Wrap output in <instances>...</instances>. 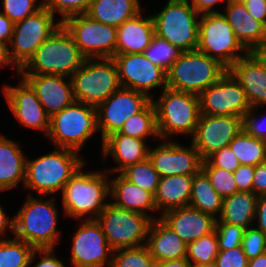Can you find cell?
Wrapping results in <instances>:
<instances>
[{"mask_svg":"<svg viewBox=\"0 0 266 267\" xmlns=\"http://www.w3.org/2000/svg\"><path fill=\"white\" fill-rule=\"evenodd\" d=\"M255 218L258 219V229L266 235V195L258 196Z\"/></svg>","mask_w":266,"mask_h":267,"instance_id":"obj_54","label":"cell"},{"mask_svg":"<svg viewBox=\"0 0 266 267\" xmlns=\"http://www.w3.org/2000/svg\"><path fill=\"white\" fill-rule=\"evenodd\" d=\"M98 131L96 107L75 101L50 118L47 136L56 147L79 152Z\"/></svg>","mask_w":266,"mask_h":267,"instance_id":"obj_9","label":"cell"},{"mask_svg":"<svg viewBox=\"0 0 266 267\" xmlns=\"http://www.w3.org/2000/svg\"><path fill=\"white\" fill-rule=\"evenodd\" d=\"M255 110L256 108H251L245 114L243 118V129L253 137L266 140V130H263L261 122L259 123L257 121L256 116L254 115Z\"/></svg>","mask_w":266,"mask_h":267,"instance_id":"obj_49","label":"cell"},{"mask_svg":"<svg viewBox=\"0 0 266 267\" xmlns=\"http://www.w3.org/2000/svg\"><path fill=\"white\" fill-rule=\"evenodd\" d=\"M199 15L189 0H168L161 12L151 16L155 35L182 52L197 50Z\"/></svg>","mask_w":266,"mask_h":267,"instance_id":"obj_7","label":"cell"},{"mask_svg":"<svg viewBox=\"0 0 266 267\" xmlns=\"http://www.w3.org/2000/svg\"><path fill=\"white\" fill-rule=\"evenodd\" d=\"M70 78L75 100L94 107L121 87L118 69L112 58L86 59Z\"/></svg>","mask_w":266,"mask_h":267,"instance_id":"obj_8","label":"cell"},{"mask_svg":"<svg viewBox=\"0 0 266 267\" xmlns=\"http://www.w3.org/2000/svg\"><path fill=\"white\" fill-rule=\"evenodd\" d=\"M39 253L28 243L16 239H0V267H28Z\"/></svg>","mask_w":266,"mask_h":267,"instance_id":"obj_35","label":"cell"},{"mask_svg":"<svg viewBox=\"0 0 266 267\" xmlns=\"http://www.w3.org/2000/svg\"><path fill=\"white\" fill-rule=\"evenodd\" d=\"M55 200H39L31 194L13 217V233L34 249H54L58 240Z\"/></svg>","mask_w":266,"mask_h":267,"instance_id":"obj_3","label":"cell"},{"mask_svg":"<svg viewBox=\"0 0 266 267\" xmlns=\"http://www.w3.org/2000/svg\"><path fill=\"white\" fill-rule=\"evenodd\" d=\"M156 262L186 258L187 243L160 218L152 220L146 241Z\"/></svg>","mask_w":266,"mask_h":267,"instance_id":"obj_25","label":"cell"},{"mask_svg":"<svg viewBox=\"0 0 266 267\" xmlns=\"http://www.w3.org/2000/svg\"><path fill=\"white\" fill-rule=\"evenodd\" d=\"M79 152L58 148L34 160H26L24 187L37 191L41 196L63 190L70 178L83 166Z\"/></svg>","mask_w":266,"mask_h":267,"instance_id":"obj_2","label":"cell"},{"mask_svg":"<svg viewBox=\"0 0 266 267\" xmlns=\"http://www.w3.org/2000/svg\"><path fill=\"white\" fill-rule=\"evenodd\" d=\"M71 34L61 24L20 69V75H62L71 77L86 61Z\"/></svg>","mask_w":266,"mask_h":267,"instance_id":"obj_1","label":"cell"},{"mask_svg":"<svg viewBox=\"0 0 266 267\" xmlns=\"http://www.w3.org/2000/svg\"><path fill=\"white\" fill-rule=\"evenodd\" d=\"M182 53L169 41L156 35L152 37L150 45L145 49L144 55L156 66L162 68L166 73Z\"/></svg>","mask_w":266,"mask_h":267,"instance_id":"obj_39","label":"cell"},{"mask_svg":"<svg viewBox=\"0 0 266 267\" xmlns=\"http://www.w3.org/2000/svg\"><path fill=\"white\" fill-rule=\"evenodd\" d=\"M54 249H39L42 255L35 267H65L64 263L54 256Z\"/></svg>","mask_w":266,"mask_h":267,"instance_id":"obj_52","label":"cell"},{"mask_svg":"<svg viewBox=\"0 0 266 267\" xmlns=\"http://www.w3.org/2000/svg\"><path fill=\"white\" fill-rule=\"evenodd\" d=\"M252 18L266 25V0H241Z\"/></svg>","mask_w":266,"mask_h":267,"instance_id":"obj_50","label":"cell"},{"mask_svg":"<svg viewBox=\"0 0 266 267\" xmlns=\"http://www.w3.org/2000/svg\"><path fill=\"white\" fill-rule=\"evenodd\" d=\"M152 101V95L120 87L96 107L97 126L103 140L118 132L123 124L134 114L142 111Z\"/></svg>","mask_w":266,"mask_h":267,"instance_id":"obj_15","label":"cell"},{"mask_svg":"<svg viewBox=\"0 0 266 267\" xmlns=\"http://www.w3.org/2000/svg\"><path fill=\"white\" fill-rule=\"evenodd\" d=\"M202 170L207 174L215 191L222 198L237 192V184L232 172L216 167H202Z\"/></svg>","mask_w":266,"mask_h":267,"instance_id":"obj_41","label":"cell"},{"mask_svg":"<svg viewBox=\"0 0 266 267\" xmlns=\"http://www.w3.org/2000/svg\"><path fill=\"white\" fill-rule=\"evenodd\" d=\"M224 0H191L190 5L201 15L205 13H218L213 10V5ZM229 0H227L228 2Z\"/></svg>","mask_w":266,"mask_h":267,"instance_id":"obj_55","label":"cell"},{"mask_svg":"<svg viewBox=\"0 0 266 267\" xmlns=\"http://www.w3.org/2000/svg\"><path fill=\"white\" fill-rule=\"evenodd\" d=\"M112 255L111 267H155L156 264L146 245L115 249Z\"/></svg>","mask_w":266,"mask_h":267,"instance_id":"obj_40","label":"cell"},{"mask_svg":"<svg viewBox=\"0 0 266 267\" xmlns=\"http://www.w3.org/2000/svg\"><path fill=\"white\" fill-rule=\"evenodd\" d=\"M81 168L70 178L62 190L64 213L74 218L94 216L85 219H96L109 204L104 199L110 195V182L107 174L101 172L85 173Z\"/></svg>","mask_w":266,"mask_h":267,"instance_id":"obj_4","label":"cell"},{"mask_svg":"<svg viewBox=\"0 0 266 267\" xmlns=\"http://www.w3.org/2000/svg\"><path fill=\"white\" fill-rule=\"evenodd\" d=\"M7 45L9 44L3 41H0V66L2 67L8 64L10 65L12 64L13 68L15 67L17 68V73L20 76V68L12 60L11 55H10V49Z\"/></svg>","mask_w":266,"mask_h":267,"instance_id":"obj_57","label":"cell"},{"mask_svg":"<svg viewBox=\"0 0 266 267\" xmlns=\"http://www.w3.org/2000/svg\"><path fill=\"white\" fill-rule=\"evenodd\" d=\"M96 220L114 250L146 245L152 222L148 215L117 207L112 202H109Z\"/></svg>","mask_w":266,"mask_h":267,"instance_id":"obj_10","label":"cell"},{"mask_svg":"<svg viewBox=\"0 0 266 267\" xmlns=\"http://www.w3.org/2000/svg\"><path fill=\"white\" fill-rule=\"evenodd\" d=\"M87 59L115 55L117 28L93 20L86 14L73 15L61 22Z\"/></svg>","mask_w":266,"mask_h":267,"instance_id":"obj_12","label":"cell"},{"mask_svg":"<svg viewBox=\"0 0 266 267\" xmlns=\"http://www.w3.org/2000/svg\"><path fill=\"white\" fill-rule=\"evenodd\" d=\"M120 174L131 183L155 195L160 181V175L153 168L148 158L126 167Z\"/></svg>","mask_w":266,"mask_h":267,"instance_id":"obj_37","label":"cell"},{"mask_svg":"<svg viewBox=\"0 0 266 267\" xmlns=\"http://www.w3.org/2000/svg\"><path fill=\"white\" fill-rule=\"evenodd\" d=\"M223 16L229 22L238 41L249 52L266 40V25L252 18L241 0H229Z\"/></svg>","mask_w":266,"mask_h":267,"instance_id":"obj_24","label":"cell"},{"mask_svg":"<svg viewBox=\"0 0 266 267\" xmlns=\"http://www.w3.org/2000/svg\"><path fill=\"white\" fill-rule=\"evenodd\" d=\"M242 130L243 118L200 114L192 144L204 161L214 152L228 146Z\"/></svg>","mask_w":266,"mask_h":267,"instance_id":"obj_16","label":"cell"},{"mask_svg":"<svg viewBox=\"0 0 266 267\" xmlns=\"http://www.w3.org/2000/svg\"><path fill=\"white\" fill-rule=\"evenodd\" d=\"M198 96L200 114L244 118L251 109L244 89L229 71Z\"/></svg>","mask_w":266,"mask_h":267,"instance_id":"obj_14","label":"cell"},{"mask_svg":"<svg viewBox=\"0 0 266 267\" xmlns=\"http://www.w3.org/2000/svg\"><path fill=\"white\" fill-rule=\"evenodd\" d=\"M223 198L215 191L207 174L201 169L193 177L189 206L218 219Z\"/></svg>","mask_w":266,"mask_h":267,"instance_id":"obj_33","label":"cell"},{"mask_svg":"<svg viewBox=\"0 0 266 267\" xmlns=\"http://www.w3.org/2000/svg\"><path fill=\"white\" fill-rule=\"evenodd\" d=\"M103 157L108 154L119 164L110 171L121 172L126 167L144 161L148 158L149 148L144 139H138L118 132L110 134L103 140Z\"/></svg>","mask_w":266,"mask_h":267,"instance_id":"obj_27","label":"cell"},{"mask_svg":"<svg viewBox=\"0 0 266 267\" xmlns=\"http://www.w3.org/2000/svg\"><path fill=\"white\" fill-rule=\"evenodd\" d=\"M241 247L248 260L266 252V235L258 228L248 227L245 230Z\"/></svg>","mask_w":266,"mask_h":267,"instance_id":"obj_45","label":"cell"},{"mask_svg":"<svg viewBox=\"0 0 266 267\" xmlns=\"http://www.w3.org/2000/svg\"><path fill=\"white\" fill-rule=\"evenodd\" d=\"M253 193L257 196L266 195V162L255 166Z\"/></svg>","mask_w":266,"mask_h":267,"instance_id":"obj_51","label":"cell"},{"mask_svg":"<svg viewBox=\"0 0 266 267\" xmlns=\"http://www.w3.org/2000/svg\"><path fill=\"white\" fill-rule=\"evenodd\" d=\"M240 165L256 166L266 162V140L248 134L244 129L228 145Z\"/></svg>","mask_w":266,"mask_h":267,"instance_id":"obj_34","label":"cell"},{"mask_svg":"<svg viewBox=\"0 0 266 267\" xmlns=\"http://www.w3.org/2000/svg\"><path fill=\"white\" fill-rule=\"evenodd\" d=\"M228 71L244 89L251 108L266 104V73L249 52L235 62Z\"/></svg>","mask_w":266,"mask_h":267,"instance_id":"obj_23","label":"cell"},{"mask_svg":"<svg viewBox=\"0 0 266 267\" xmlns=\"http://www.w3.org/2000/svg\"><path fill=\"white\" fill-rule=\"evenodd\" d=\"M80 225L73 236L71 258L74 267H103L106 264L111 267L114 249L97 220L84 219Z\"/></svg>","mask_w":266,"mask_h":267,"instance_id":"obj_17","label":"cell"},{"mask_svg":"<svg viewBox=\"0 0 266 267\" xmlns=\"http://www.w3.org/2000/svg\"><path fill=\"white\" fill-rule=\"evenodd\" d=\"M92 1L93 0H43L42 4L52 14H55V11L59 12L63 18L60 20L62 22L70 16L86 14Z\"/></svg>","mask_w":266,"mask_h":267,"instance_id":"obj_42","label":"cell"},{"mask_svg":"<svg viewBox=\"0 0 266 267\" xmlns=\"http://www.w3.org/2000/svg\"><path fill=\"white\" fill-rule=\"evenodd\" d=\"M215 230L217 233L219 250H228L236 246H241L246 229L239 225L216 223Z\"/></svg>","mask_w":266,"mask_h":267,"instance_id":"obj_44","label":"cell"},{"mask_svg":"<svg viewBox=\"0 0 266 267\" xmlns=\"http://www.w3.org/2000/svg\"><path fill=\"white\" fill-rule=\"evenodd\" d=\"M155 267H192L186 258L156 262Z\"/></svg>","mask_w":266,"mask_h":267,"instance_id":"obj_58","label":"cell"},{"mask_svg":"<svg viewBox=\"0 0 266 267\" xmlns=\"http://www.w3.org/2000/svg\"><path fill=\"white\" fill-rule=\"evenodd\" d=\"M21 77L35 90L50 118L76 101L71 78L65 82L66 76L54 74L22 75Z\"/></svg>","mask_w":266,"mask_h":267,"instance_id":"obj_21","label":"cell"},{"mask_svg":"<svg viewBox=\"0 0 266 267\" xmlns=\"http://www.w3.org/2000/svg\"><path fill=\"white\" fill-rule=\"evenodd\" d=\"M258 196L253 192L237 191L223 198L222 212L216 223L239 225L247 229L255 219Z\"/></svg>","mask_w":266,"mask_h":267,"instance_id":"obj_32","label":"cell"},{"mask_svg":"<svg viewBox=\"0 0 266 267\" xmlns=\"http://www.w3.org/2000/svg\"><path fill=\"white\" fill-rule=\"evenodd\" d=\"M13 218L11 220L7 217L2 206H0V235L6 232V229H10L13 232Z\"/></svg>","mask_w":266,"mask_h":267,"instance_id":"obj_59","label":"cell"},{"mask_svg":"<svg viewBox=\"0 0 266 267\" xmlns=\"http://www.w3.org/2000/svg\"><path fill=\"white\" fill-rule=\"evenodd\" d=\"M37 0H3L2 12L14 24L24 20L27 16L36 13L43 7L42 2L36 5Z\"/></svg>","mask_w":266,"mask_h":267,"instance_id":"obj_43","label":"cell"},{"mask_svg":"<svg viewBox=\"0 0 266 267\" xmlns=\"http://www.w3.org/2000/svg\"><path fill=\"white\" fill-rule=\"evenodd\" d=\"M219 253L216 230L187 244L186 259L191 266L215 261Z\"/></svg>","mask_w":266,"mask_h":267,"instance_id":"obj_38","label":"cell"},{"mask_svg":"<svg viewBox=\"0 0 266 267\" xmlns=\"http://www.w3.org/2000/svg\"><path fill=\"white\" fill-rule=\"evenodd\" d=\"M54 18V14L43 6L36 13L15 23L9 43L12 48L10 55L20 69L34 55L38 47L62 24L61 21L54 23Z\"/></svg>","mask_w":266,"mask_h":267,"instance_id":"obj_13","label":"cell"},{"mask_svg":"<svg viewBox=\"0 0 266 267\" xmlns=\"http://www.w3.org/2000/svg\"><path fill=\"white\" fill-rule=\"evenodd\" d=\"M152 103L160 138L173 134L194 135L200 116L198 95L166 87L159 100L152 98Z\"/></svg>","mask_w":266,"mask_h":267,"instance_id":"obj_6","label":"cell"},{"mask_svg":"<svg viewBox=\"0 0 266 267\" xmlns=\"http://www.w3.org/2000/svg\"><path fill=\"white\" fill-rule=\"evenodd\" d=\"M197 50L219 60L228 69L248 53L221 12L201 14ZM241 50L245 51L243 55L237 53Z\"/></svg>","mask_w":266,"mask_h":267,"instance_id":"obj_11","label":"cell"},{"mask_svg":"<svg viewBox=\"0 0 266 267\" xmlns=\"http://www.w3.org/2000/svg\"><path fill=\"white\" fill-rule=\"evenodd\" d=\"M118 69L121 87L150 96L149 91L167 87V73L153 64L143 53L118 54L112 57Z\"/></svg>","mask_w":266,"mask_h":267,"instance_id":"obj_18","label":"cell"},{"mask_svg":"<svg viewBox=\"0 0 266 267\" xmlns=\"http://www.w3.org/2000/svg\"><path fill=\"white\" fill-rule=\"evenodd\" d=\"M26 157L19 145L0 136V191L10 190L20 181L24 184Z\"/></svg>","mask_w":266,"mask_h":267,"instance_id":"obj_30","label":"cell"},{"mask_svg":"<svg viewBox=\"0 0 266 267\" xmlns=\"http://www.w3.org/2000/svg\"><path fill=\"white\" fill-rule=\"evenodd\" d=\"M240 166L236 155L230 150L229 146L214 152L202 162V167H216L229 172H234Z\"/></svg>","mask_w":266,"mask_h":267,"instance_id":"obj_46","label":"cell"},{"mask_svg":"<svg viewBox=\"0 0 266 267\" xmlns=\"http://www.w3.org/2000/svg\"><path fill=\"white\" fill-rule=\"evenodd\" d=\"M228 68L198 50L182 52L167 71V87L199 95L217 82Z\"/></svg>","mask_w":266,"mask_h":267,"instance_id":"obj_5","label":"cell"},{"mask_svg":"<svg viewBox=\"0 0 266 267\" xmlns=\"http://www.w3.org/2000/svg\"><path fill=\"white\" fill-rule=\"evenodd\" d=\"M148 159L160 178L174 175L194 176L202 169L203 160L191 143L189 148L175 142L164 141L148 151Z\"/></svg>","mask_w":266,"mask_h":267,"instance_id":"obj_19","label":"cell"},{"mask_svg":"<svg viewBox=\"0 0 266 267\" xmlns=\"http://www.w3.org/2000/svg\"><path fill=\"white\" fill-rule=\"evenodd\" d=\"M139 0H93L86 12L93 20L118 28L141 12Z\"/></svg>","mask_w":266,"mask_h":267,"instance_id":"obj_31","label":"cell"},{"mask_svg":"<svg viewBox=\"0 0 266 267\" xmlns=\"http://www.w3.org/2000/svg\"><path fill=\"white\" fill-rule=\"evenodd\" d=\"M4 95L10 110L25 127L43 130L47 135L50 117L39 101L35 90L22 78L18 86H4Z\"/></svg>","mask_w":266,"mask_h":267,"instance_id":"obj_20","label":"cell"},{"mask_svg":"<svg viewBox=\"0 0 266 267\" xmlns=\"http://www.w3.org/2000/svg\"><path fill=\"white\" fill-rule=\"evenodd\" d=\"M14 23L0 12V41L10 43L14 31Z\"/></svg>","mask_w":266,"mask_h":267,"instance_id":"obj_53","label":"cell"},{"mask_svg":"<svg viewBox=\"0 0 266 267\" xmlns=\"http://www.w3.org/2000/svg\"><path fill=\"white\" fill-rule=\"evenodd\" d=\"M248 267H266V252L248 260Z\"/></svg>","mask_w":266,"mask_h":267,"instance_id":"obj_60","label":"cell"},{"mask_svg":"<svg viewBox=\"0 0 266 267\" xmlns=\"http://www.w3.org/2000/svg\"><path fill=\"white\" fill-rule=\"evenodd\" d=\"M194 176L174 175L160 178L154 203L157 211H166L189 206ZM163 209V210H162Z\"/></svg>","mask_w":266,"mask_h":267,"instance_id":"obj_29","label":"cell"},{"mask_svg":"<svg viewBox=\"0 0 266 267\" xmlns=\"http://www.w3.org/2000/svg\"><path fill=\"white\" fill-rule=\"evenodd\" d=\"M255 167L251 165H240L234 172L237 191L253 192V179Z\"/></svg>","mask_w":266,"mask_h":267,"instance_id":"obj_48","label":"cell"},{"mask_svg":"<svg viewBox=\"0 0 266 267\" xmlns=\"http://www.w3.org/2000/svg\"><path fill=\"white\" fill-rule=\"evenodd\" d=\"M118 133L144 140L151 135L159 137L156 111L152 101L142 111L132 115Z\"/></svg>","mask_w":266,"mask_h":267,"instance_id":"obj_36","label":"cell"},{"mask_svg":"<svg viewBox=\"0 0 266 267\" xmlns=\"http://www.w3.org/2000/svg\"><path fill=\"white\" fill-rule=\"evenodd\" d=\"M159 217L187 244L213 232L217 221L213 216L190 206L166 211Z\"/></svg>","mask_w":266,"mask_h":267,"instance_id":"obj_22","label":"cell"},{"mask_svg":"<svg viewBox=\"0 0 266 267\" xmlns=\"http://www.w3.org/2000/svg\"><path fill=\"white\" fill-rule=\"evenodd\" d=\"M154 35L152 17L145 18L141 12L138 13L117 28L115 55L144 53Z\"/></svg>","mask_w":266,"mask_h":267,"instance_id":"obj_26","label":"cell"},{"mask_svg":"<svg viewBox=\"0 0 266 267\" xmlns=\"http://www.w3.org/2000/svg\"><path fill=\"white\" fill-rule=\"evenodd\" d=\"M110 182V195L115 199L112 202L115 206L148 215L152 220L155 219L146 213L148 210L157 211L152 193L131 183L121 174Z\"/></svg>","mask_w":266,"mask_h":267,"instance_id":"obj_28","label":"cell"},{"mask_svg":"<svg viewBox=\"0 0 266 267\" xmlns=\"http://www.w3.org/2000/svg\"><path fill=\"white\" fill-rule=\"evenodd\" d=\"M249 53L259 62L266 73V40L255 46Z\"/></svg>","mask_w":266,"mask_h":267,"instance_id":"obj_56","label":"cell"},{"mask_svg":"<svg viewBox=\"0 0 266 267\" xmlns=\"http://www.w3.org/2000/svg\"><path fill=\"white\" fill-rule=\"evenodd\" d=\"M192 267H218L217 263L215 261L210 262V263H205V264H200V265H195Z\"/></svg>","mask_w":266,"mask_h":267,"instance_id":"obj_61","label":"cell"},{"mask_svg":"<svg viewBox=\"0 0 266 267\" xmlns=\"http://www.w3.org/2000/svg\"><path fill=\"white\" fill-rule=\"evenodd\" d=\"M215 262L218 267H248V259L241 246L219 250Z\"/></svg>","mask_w":266,"mask_h":267,"instance_id":"obj_47","label":"cell"}]
</instances>
